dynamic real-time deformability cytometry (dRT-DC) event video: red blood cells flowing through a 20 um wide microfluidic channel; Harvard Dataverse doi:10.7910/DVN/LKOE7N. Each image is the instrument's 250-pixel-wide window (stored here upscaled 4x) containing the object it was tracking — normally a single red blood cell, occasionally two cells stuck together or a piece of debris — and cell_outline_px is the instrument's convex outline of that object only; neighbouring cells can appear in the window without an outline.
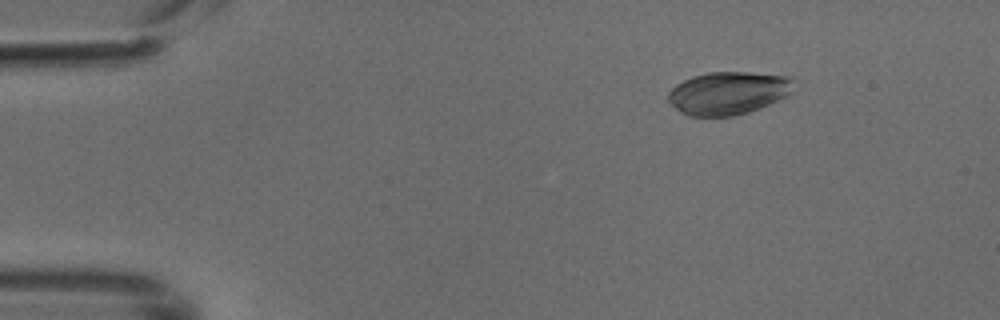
{"species": "common noctule bat (a hibernating species)", "species_latin": "Nyctalus noctula", "temperature_condition": "cold", "stored_images_in_passage": 43, "camera_frame_rate_fps": 3000, "um_per_image_px": 0.085, "animal": {"sex": "male", "body_mass_g": 18.8}, "frame": {"image": 1, "passage_image": 1, "time_ms": 0.0, "image_size_px": [1000, 320], "cell_outline_px": [[792, 92], [768, 104], [748, 112], [732, 116], [688, 116], [680, 112], [668, 100], [668, 92], [676, 84], [692, 76], [708, 72], [748, 72], [788, 76]], "centroid_in_image_um": [61.82, 7.91], "position_along_channel_um": 23.2, "area_um2": 30.92}}
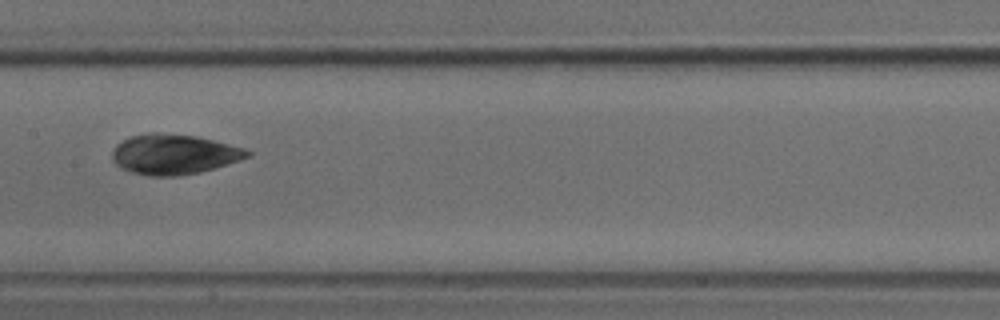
{"frame": {"image": 2, "passage_image": 19, "time_ms": 6.0, "image_size_px": [1000, 320], "cell_outline_px": [[252, 156], [240, 160], [200, 172], [176, 176], [148, 176], [132, 172], [120, 168], [112, 160], [112, 152], [116, 144], [132, 136], [148, 132], [156, 132], [196, 136], [244, 148], [252, 152]], "centroid_in_image_um": [14.77, 13.12], "position_along_channel_um": 192.6, "area_um2": 31.56}}
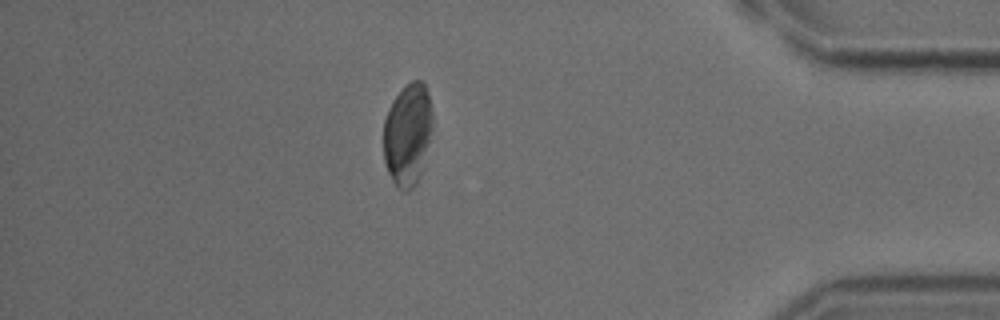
{"frame": {"image": 3, "passage_image": 37, "time_ms": 12.0, "image_size_px": [1000, 320], "cell_outline_px": [[432, 128], [420, 176], [416, 184], [408, 192], [404, 192], [396, 188], [388, 172], [384, 160], [384, 120], [388, 108], [392, 100], [412, 80], [420, 80], [424, 84], [432, 108]], "centroid_in_image_um": [34.64, 11.46], "position_along_channel_um": 400.6, "area_um2": 29.13}}